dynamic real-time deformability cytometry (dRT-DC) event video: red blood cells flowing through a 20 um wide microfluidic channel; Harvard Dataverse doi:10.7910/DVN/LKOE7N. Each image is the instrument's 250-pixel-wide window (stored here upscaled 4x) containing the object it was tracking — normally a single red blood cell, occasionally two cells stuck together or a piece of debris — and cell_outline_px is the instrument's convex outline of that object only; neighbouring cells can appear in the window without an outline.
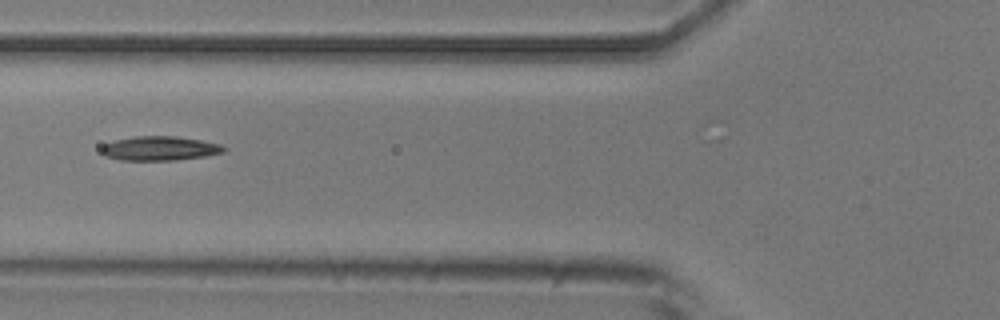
{"species": "common noctule bat (a hibernating species)", "species_latin": "Nyctalus noctula", "temperature_condition": "room temperature", "stored_images_in_passage": 9, "camera_frame_rate_fps": 3000, "um_per_image_px": 0.085, "animal": {"sex": "male", "body_mass_g": 20.5, "forearm_length_mm": 52.5}, "frame": {"image": 1, "passage_image": 6, "time_ms": 5.667, "image_size_px": [1000, 320], "cell_outline_px": [[228, 148], [224, 152], [204, 156], [176, 160], [120, 160], [104, 156], [100, 152], [100, 148], [104, 144], [112, 140], [136, 136], [176, 136], [200, 140], [220, 144]], "centroid_in_image_um": [13.53, 12.61], "position_along_channel_um": 112.3, "area_um2": 17.46}}
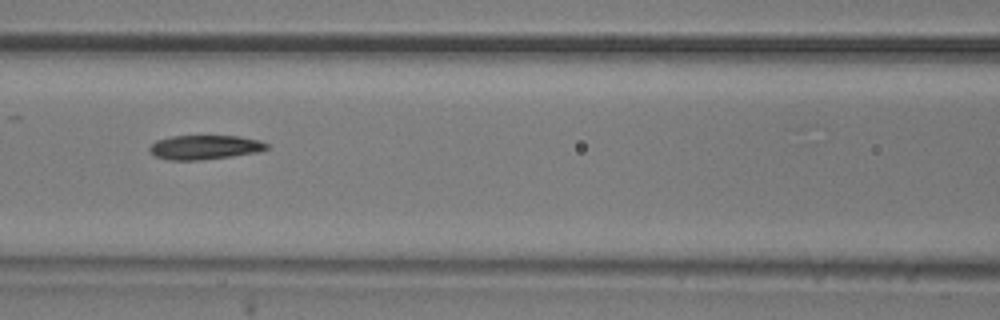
{"frame": {"image": 2, "passage_image": 7, "time_ms": 6.667, "image_size_px": [1000, 320], "cell_outline_px": [[268, 148], [260, 152], [232, 156], [196, 160], [168, 160], [156, 156], [148, 148], [156, 140], [172, 136], [240, 136], [260, 140], [268, 144]], "centroid_in_image_um": [17.43, 12.51], "position_along_channel_um": 149.2, "area_um2": 16.53}}
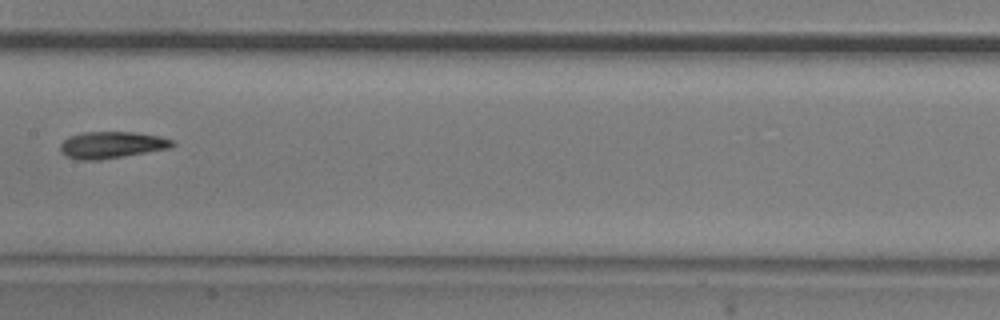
{"frame": {"image": 3, "passage_image": 8, "time_ms": 8.0, "image_size_px": [1000, 320], "cell_outline_px": [[176, 144], [172, 148], [100, 160], [80, 160], [64, 156], [60, 152], [60, 144], [68, 136], [80, 132], [136, 132], [160, 136], [176, 140]], "centroid_in_image_um": [9.51, 12.31], "position_along_channel_um": 197.9, "area_um2": 17.86}}